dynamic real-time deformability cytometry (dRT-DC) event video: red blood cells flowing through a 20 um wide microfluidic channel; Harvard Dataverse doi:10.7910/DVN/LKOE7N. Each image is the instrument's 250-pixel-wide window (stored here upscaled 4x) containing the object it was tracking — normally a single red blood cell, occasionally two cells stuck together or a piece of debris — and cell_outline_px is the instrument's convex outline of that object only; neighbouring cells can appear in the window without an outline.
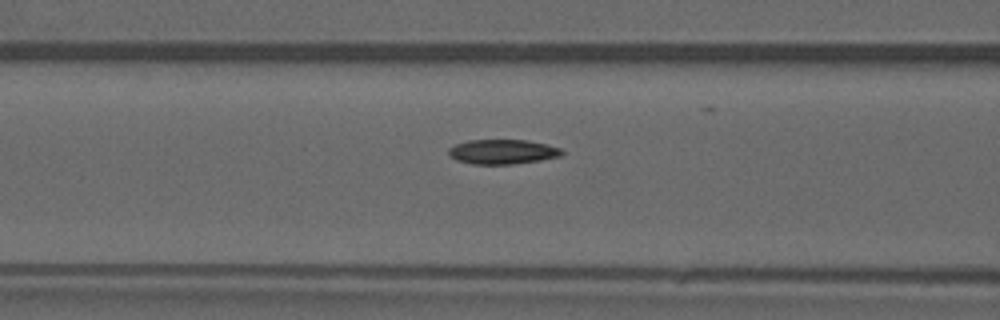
{"species": "common noctule bat (a hibernating species)", "species_latin": "Nyctalus noctula", "temperature_condition": "warm", "stored_images_in_passage": 38, "camera_frame_rate_fps": 3000, "um_per_image_px": 0.085, "animal": {"sex": "male", "forearm_length_mm": 52.5}, "frame": {"image": 1, "passage_image": 17, "time_ms": 5.333, "image_size_px": [1000, 320], "cell_outline_px": [[564, 152], [560, 156], [540, 160], [512, 164], [472, 164], [456, 160], [448, 152], [448, 148], [456, 144], [468, 140], [528, 140], [548, 144], [560, 148]], "centroid_in_image_um": [42.72, 12.89], "position_along_channel_um": 123.9, "area_um2": 16.24}}